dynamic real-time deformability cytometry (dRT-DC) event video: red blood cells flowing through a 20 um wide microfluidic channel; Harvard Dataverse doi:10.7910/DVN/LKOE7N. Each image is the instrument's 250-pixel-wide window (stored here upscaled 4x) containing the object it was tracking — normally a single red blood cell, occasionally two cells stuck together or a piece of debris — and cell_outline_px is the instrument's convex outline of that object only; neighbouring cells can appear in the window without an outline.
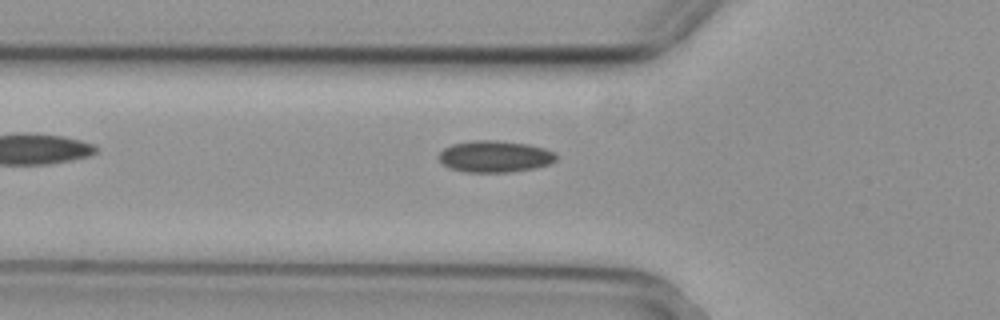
{"species": "common noctule bat (a hibernating species)", "species_latin": "Nyctalus noctula", "temperature_condition": "cold", "stored_images_in_passage": 37, "camera_frame_rate_fps": 3000, "um_per_image_px": 0.085, "animal": {"sex": "female", "body_mass_g": 29.2, "forearm_length_mm": 56.3}, "frame": {"image": 1, "passage_image": 4, "time_ms": 1.0, "image_size_px": [1000, 320], "cell_outline_px": [[556, 160], [548, 164], [532, 168], [508, 172], [464, 172], [448, 168], [436, 156], [444, 148], [452, 144], [472, 140], [496, 140], [528, 144], [544, 148], [552, 152], [556, 156]], "centroid_in_image_um": [42.0, 13.29], "position_along_channel_um": 83.8, "area_um2": 21.56}}
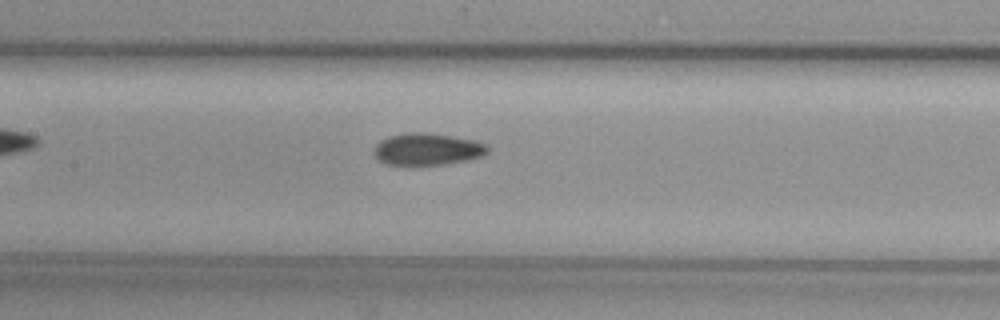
{"frame": {"image": 2, "passage_image": 11, "time_ms": 3.333, "image_size_px": [1000, 320], "cell_outline_px": [[488, 152], [480, 156], [468, 160], [444, 164], [416, 168], [404, 168], [388, 164], [380, 160], [376, 156], [376, 144], [380, 140], [388, 136], [412, 132], [428, 132], [452, 136], [472, 140], [484, 144], [488, 148]], "centroid_in_image_um": [36.28, 12.73], "position_along_channel_um": 171.1, "area_um2": 21.68}}
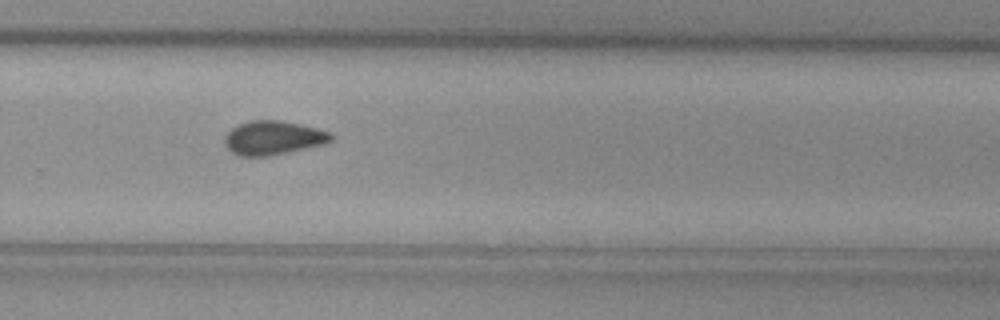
{"frame": {"image": 3, "passage_image": 22, "time_ms": 7.0, "image_size_px": [1000, 320], "cell_outline_px": [[332, 140], [320, 144], [268, 156], [240, 156], [232, 152], [224, 144], [224, 136], [232, 128], [240, 124], [252, 120], [280, 120], [300, 124], [316, 128], [328, 132], [332, 136]], "centroid_in_image_um": [23.15, 11.7], "position_along_channel_um": 306.6, "area_um2": 20.58}}